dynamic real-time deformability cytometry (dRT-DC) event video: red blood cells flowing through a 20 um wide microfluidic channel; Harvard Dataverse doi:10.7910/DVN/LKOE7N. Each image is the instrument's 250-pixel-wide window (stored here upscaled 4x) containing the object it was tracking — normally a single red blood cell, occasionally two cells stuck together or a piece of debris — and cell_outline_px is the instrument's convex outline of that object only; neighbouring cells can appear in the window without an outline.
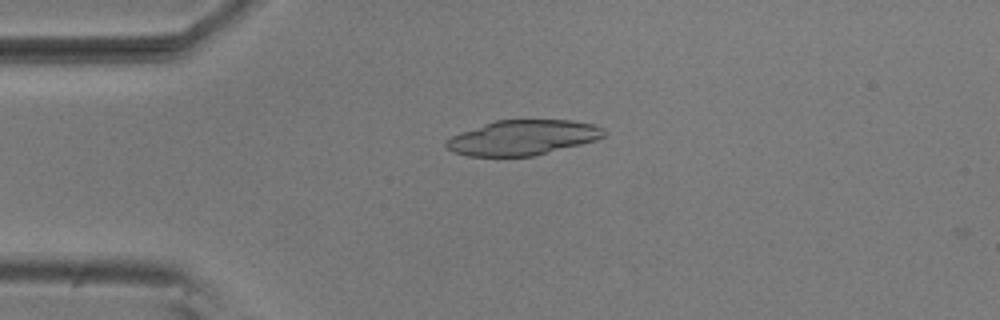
{"species": "common noctule bat (a hibernating species)", "species_latin": "Nyctalus noctula", "temperature_condition": "room temperature", "stored_images_in_passage": 3, "camera_frame_rate_fps": 3000, "um_per_image_px": 0.085, "animal": {"sex": "male", "body_mass_g": 20.5, "forearm_length_mm": 52.5}, "frame": {"image": 1, "passage_image": 1, "time_ms": 0.0, "image_size_px": [1000, 320], "cell_outline_px": [[608, 132], [604, 136], [596, 140], [532, 156], [468, 156], [452, 152], [444, 144], [452, 136], [460, 132], [496, 120], [572, 120], [592, 124], [604, 128]], "centroid_in_image_um": [44.44, 11.69], "position_along_channel_um": 40.6, "area_um2": 31.96}}